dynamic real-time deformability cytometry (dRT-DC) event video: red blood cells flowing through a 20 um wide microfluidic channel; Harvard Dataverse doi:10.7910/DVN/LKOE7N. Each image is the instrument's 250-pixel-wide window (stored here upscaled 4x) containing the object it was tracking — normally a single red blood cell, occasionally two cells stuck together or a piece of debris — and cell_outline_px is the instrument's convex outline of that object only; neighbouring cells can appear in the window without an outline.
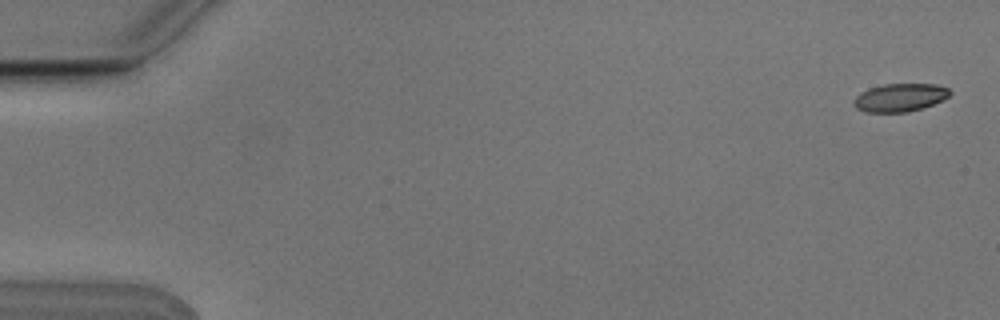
{"species": "Egyptian fruit bat (a non-hibernating species)", "species_latin": "Rousettus aegyptiacus", "temperature_condition": "cold", "stored_images_in_passage": 9, "camera_frame_rate_fps": 3000, "um_per_image_px": 0.085, "animal": {"sex": "male"}, "frame": {"image": 1, "passage_image": 1, "time_ms": 0.0, "image_size_px": [1000, 320], "cell_outline_px": [[952, 92], [944, 100], [924, 108], [908, 112], [864, 112], [856, 108], [852, 104], [852, 100], [860, 92], [868, 88], [884, 84], [936, 84], [948, 88]], "centroid_in_image_um": [76.48, 8.29], "position_along_channel_um": 8.5, "area_um2": 16.01}}
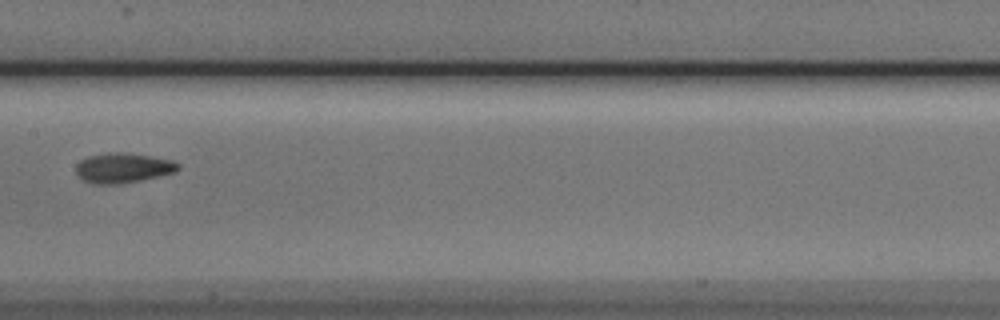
{"frame": {"image": 2, "passage_image": 8, "time_ms": 2.333, "image_size_px": [1000, 320], "cell_outline_px": [[180, 168], [176, 172], [140, 180], [120, 184], [96, 184], [84, 180], [76, 172], [76, 164], [80, 160], [88, 156], [108, 152], [124, 152], [152, 156], [172, 160], [180, 164]], "centroid_in_image_um": [10.47, 14.26], "position_along_channel_um": 196.9, "area_um2": 17.86}}
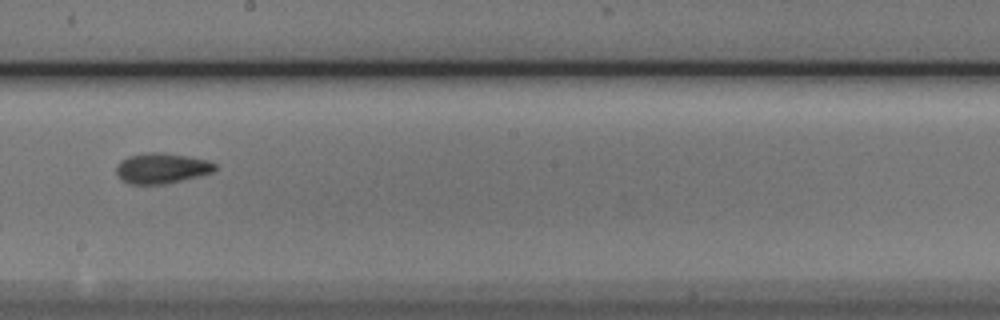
{"frame": {"image": 3, "passage_image": 9, "time_ms": 2.667, "image_size_px": [1000, 320], "cell_outline_px": [[216, 168], [212, 172], [200, 176], [164, 184], [132, 184], [124, 180], [116, 172], [116, 168], [120, 160], [128, 156], [148, 152], [164, 152], [192, 156], [208, 160], [216, 164]], "centroid_in_image_um": [13.78, 14.28], "position_along_channel_um": 234.4, "area_um2": 17.57}}